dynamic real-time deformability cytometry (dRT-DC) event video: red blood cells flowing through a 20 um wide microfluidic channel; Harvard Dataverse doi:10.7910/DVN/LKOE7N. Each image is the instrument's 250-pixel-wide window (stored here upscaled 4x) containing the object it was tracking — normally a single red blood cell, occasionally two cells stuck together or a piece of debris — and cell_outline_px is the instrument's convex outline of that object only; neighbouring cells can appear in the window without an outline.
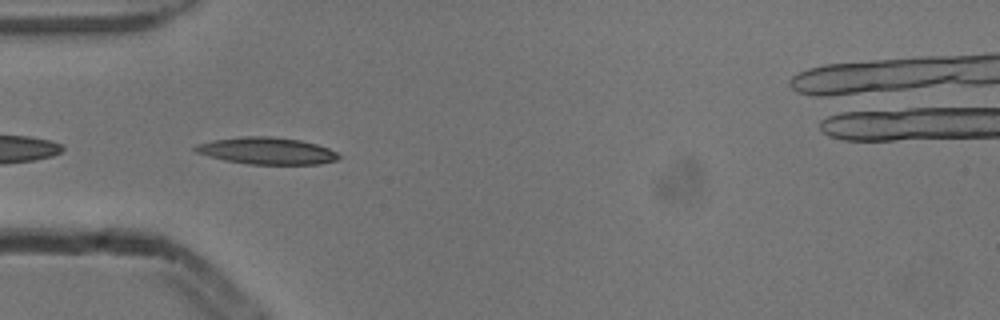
{"species": "common noctule bat (a hibernating species)", "species_latin": "Nyctalus noctula", "temperature_condition": "cold", "stored_images_in_passage": 4, "camera_frame_rate_fps": 3000, "um_per_image_px": 0.085, "animal": {"sex": "male", "body_mass_g": 13.3}, "frame": {"image": 1, "passage_image": 3, "time_ms": 0.667, "image_size_px": [1000, 320], "cell_outline_px": [[340, 156], [336, 160], [320, 164], [248, 164], [224, 160], [208, 156], [196, 152], [192, 148], [196, 144], [212, 140], [248, 136], [272, 136], [300, 140], [316, 144], [328, 148], [336, 152]], "centroid_in_image_um": [22.65, 12.82], "position_along_channel_um": 62.3, "area_um2": 22.43}}
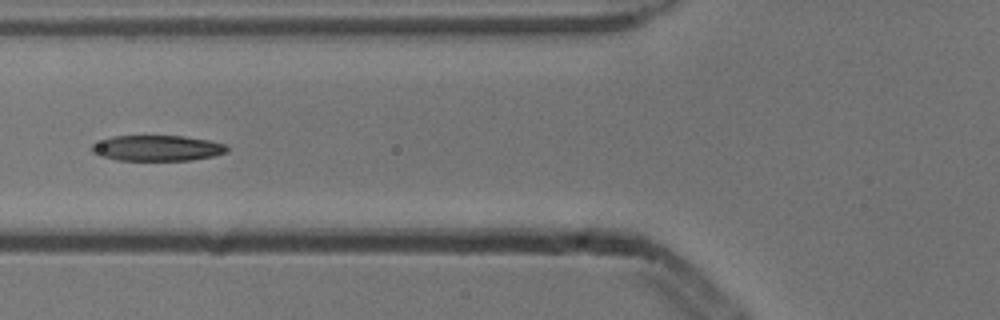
{"frame": {"image": 2, "passage_image": 4, "time_ms": 1.0, "image_size_px": [1000, 320], "cell_outline_px": [[228, 148], [224, 152], [212, 156], [192, 160], [116, 160], [100, 156], [92, 152], [88, 148], [92, 144], [112, 136], [184, 136], [208, 140], [224, 144]], "centroid_in_image_um": [13.29, 12.59], "position_along_channel_um": 112.5, "area_um2": 20.11}}